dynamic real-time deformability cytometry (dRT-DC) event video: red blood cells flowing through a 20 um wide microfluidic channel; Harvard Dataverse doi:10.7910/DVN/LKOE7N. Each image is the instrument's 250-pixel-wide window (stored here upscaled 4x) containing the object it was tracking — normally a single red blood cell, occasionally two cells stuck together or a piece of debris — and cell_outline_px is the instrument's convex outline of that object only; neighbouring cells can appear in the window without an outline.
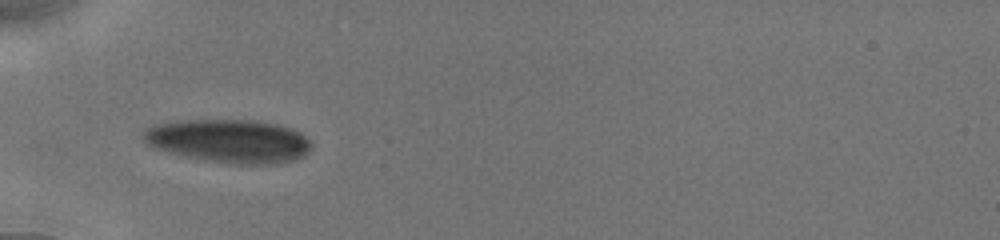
{"species": "human", "species_latin": "Homo sapiens", "temperature_condition": "cold", "stored_images_in_passage": 9, "camera_frame_rate_fps": 3000, "um_per_image_px": 0.085, "donor": {"sex": "male"}, "frame": {"image": 1, "passage_image": 1, "time_ms": 0.0, "image_size_px": [1000, 240], "cell_outline_px": [[312, 148], [304, 156], [296, 160], [276, 164], [240, 164], [208, 160], [184, 156], [168, 152], [156, 148], [148, 144], [144, 140], [144, 132], [148, 128], [160, 124], [184, 120], [256, 120], [276, 124], [292, 128], [308, 136], [312, 140]], "centroid_in_image_um": [19.58, 11.99], "position_along_channel_um": 65.4, "area_um2": 42.48}}
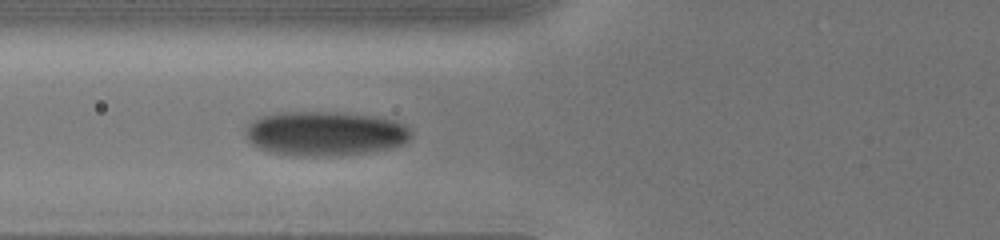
{"frame": {"image": 2, "passage_image": 7, "time_ms": 1.0, "image_size_px": [1000, 240], "cell_outline_px": [[412, 136], [408, 140], [400, 144], [388, 148], [368, 152], [336, 156], [296, 156], [268, 152], [252, 144], [248, 140], [248, 124], [264, 116], [280, 112], [336, 112], [376, 116], [392, 120], [408, 128], [412, 132]], "centroid_in_image_um": [27.64, 11.36], "position_along_channel_um": 98.2, "area_um2": 42.54}}